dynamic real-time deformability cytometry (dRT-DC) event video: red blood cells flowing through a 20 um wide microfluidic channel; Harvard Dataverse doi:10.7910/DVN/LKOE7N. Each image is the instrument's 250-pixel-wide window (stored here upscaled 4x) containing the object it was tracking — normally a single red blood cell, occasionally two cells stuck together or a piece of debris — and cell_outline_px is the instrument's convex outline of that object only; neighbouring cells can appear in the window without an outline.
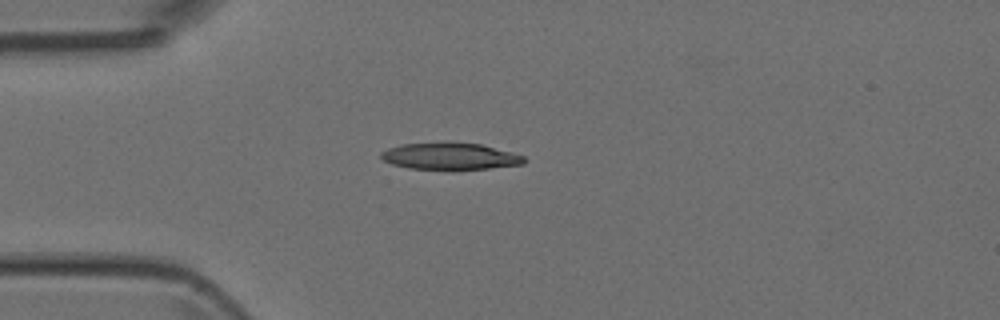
{"species": "Egyptian fruit bat (a non-hibernating species)", "species_latin": "Rousettus aegyptiacus", "temperature_condition": "room temperature", "stored_images_in_passage": 1, "camera_frame_rate_fps": 3000, "um_per_image_px": 0.085, "animal": {"sex": "female"}, "frame": {"image": 1, "passage_image": 1, "time_ms": 0.0, "image_size_px": [1000, 320], "cell_outline_px": [[528, 160], [524, 164], [488, 168], [408, 168], [392, 164], [384, 160], [380, 156], [380, 152], [388, 148], [400, 144], [448, 140], [480, 144], [512, 152], [524, 156]], "centroid_in_image_um": [38.24, 13.23], "position_along_channel_um": 46.8, "area_um2": 22.54}}